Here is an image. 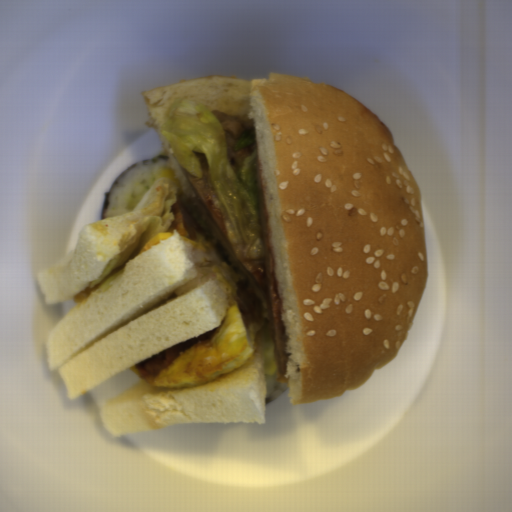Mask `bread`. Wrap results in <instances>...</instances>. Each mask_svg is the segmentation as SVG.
I'll return each instance as SVG.
<instances>
[{"label":"bread","mask_w":512,"mask_h":512,"mask_svg":"<svg viewBox=\"0 0 512 512\" xmlns=\"http://www.w3.org/2000/svg\"><path fill=\"white\" fill-rule=\"evenodd\" d=\"M150 126L224 265L271 328L268 308L175 159L160 127L188 99L247 116L259 203L281 297L289 402L353 392L399 353L428 282L417 179L392 132L365 104L321 82L272 73L209 76L141 93Z\"/></svg>","instance_id":"8d2b1439"},{"label":"bread","mask_w":512,"mask_h":512,"mask_svg":"<svg viewBox=\"0 0 512 512\" xmlns=\"http://www.w3.org/2000/svg\"><path fill=\"white\" fill-rule=\"evenodd\" d=\"M208 254L179 231L126 263L104 291L68 312L46 334L48 369L58 372L67 399L169 347L222 325L231 306L214 279L176 297Z\"/></svg>","instance_id":"cb027b5d"},{"label":"bread","mask_w":512,"mask_h":512,"mask_svg":"<svg viewBox=\"0 0 512 512\" xmlns=\"http://www.w3.org/2000/svg\"><path fill=\"white\" fill-rule=\"evenodd\" d=\"M268 378L258 343L249 361L206 383L182 388L154 387L139 380L102 404L98 418L110 435L182 423H264Z\"/></svg>","instance_id":"b6be36c0"},{"label":"bread","mask_w":512,"mask_h":512,"mask_svg":"<svg viewBox=\"0 0 512 512\" xmlns=\"http://www.w3.org/2000/svg\"><path fill=\"white\" fill-rule=\"evenodd\" d=\"M170 178H159L134 208L124 214L80 226L77 244L52 266L36 274L45 304L71 300L98 280L109 261L118 253V240L130 225L163 210Z\"/></svg>","instance_id":"2504dc21"}]
</instances>
